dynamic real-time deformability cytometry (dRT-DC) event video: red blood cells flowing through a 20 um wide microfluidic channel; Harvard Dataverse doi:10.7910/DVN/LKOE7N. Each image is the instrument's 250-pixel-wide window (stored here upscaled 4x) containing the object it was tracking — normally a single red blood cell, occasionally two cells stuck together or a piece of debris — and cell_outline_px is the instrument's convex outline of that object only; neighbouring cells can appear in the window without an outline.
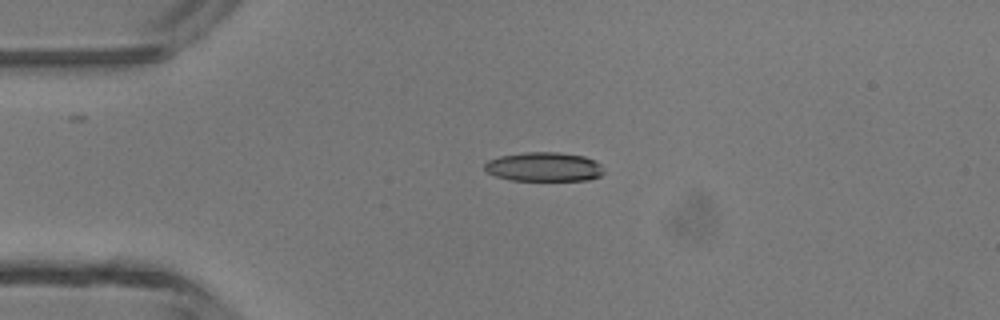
{"species": "common noctule bat (a hibernating species)", "species_latin": "Nyctalus noctula", "temperature_condition": "room temperature", "stored_images_in_passage": 37, "camera_frame_rate_fps": 3000, "um_per_image_px": 0.085, "animal": {"sex": "male", "body_mass_g": 13.3}, "frame": {"image": 1, "passage_image": 1, "time_ms": 0.0, "image_size_px": [1000, 320], "cell_outline_px": [[604, 172], [600, 176], [588, 180], [512, 180], [496, 176], [488, 172], [484, 168], [484, 164], [488, 160], [500, 156], [524, 152], [560, 152], [584, 156], [596, 160], [600, 164]], "centroid_in_image_um": [46.25, 14.17], "position_along_channel_um": 38.7, "area_um2": 20.29}}
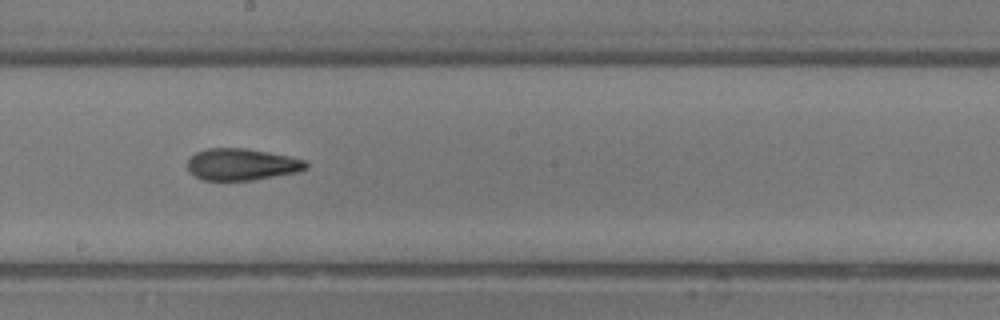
{"frame": {"image": 2, "passage_image": 16, "time_ms": 5.0, "image_size_px": [1000, 320], "cell_outline_px": [[308, 168], [296, 172], [252, 180], [204, 180], [188, 172], [188, 160], [196, 152], [208, 148], [248, 148], [288, 156], [304, 160], [308, 164]], "centroid_in_image_um": [20.53, 13.97], "position_along_channel_um": 227.7, "area_um2": 21.79}}
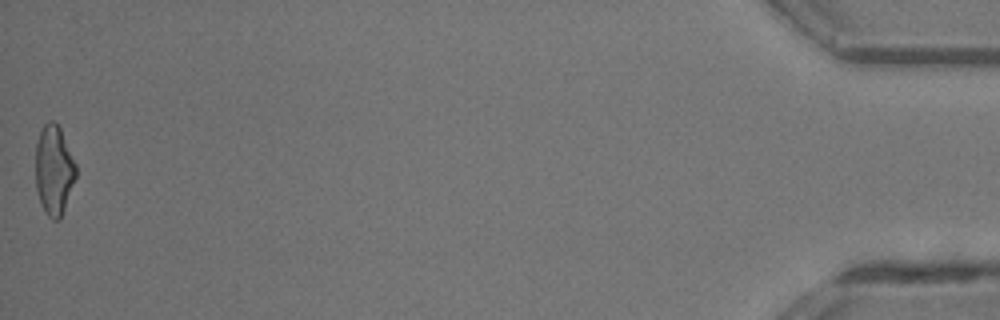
{"frame": {"image": 3, "passage_image": 37, "time_ms": 12.0, "image_size_px": [1000, 320], "cell_outline_px": [[76, 176], [60, 220], [52, 220], [48, 216], [40, 204], [36, 188], [36, 144], [40, 132], [44, 124], [48, 120], [52, 120], [60, 128], [76, 164]], "centroid_in_image_um": [4.58, 14.47], "position_along_channel_um": 430.6, "area_um2": 20.98}, "authors_computed_cell_mechanics": {"area_um2": 21.5594, "velocity_mm_per_s": 4.384, "shape_relaxation_time_tau1_ms": 6.8044, "shape_relaxation_time_tau2_ms": 3.1554, "deformation_change_tau1": 0.1978, "deformation_change_tau2": 0.1309}}